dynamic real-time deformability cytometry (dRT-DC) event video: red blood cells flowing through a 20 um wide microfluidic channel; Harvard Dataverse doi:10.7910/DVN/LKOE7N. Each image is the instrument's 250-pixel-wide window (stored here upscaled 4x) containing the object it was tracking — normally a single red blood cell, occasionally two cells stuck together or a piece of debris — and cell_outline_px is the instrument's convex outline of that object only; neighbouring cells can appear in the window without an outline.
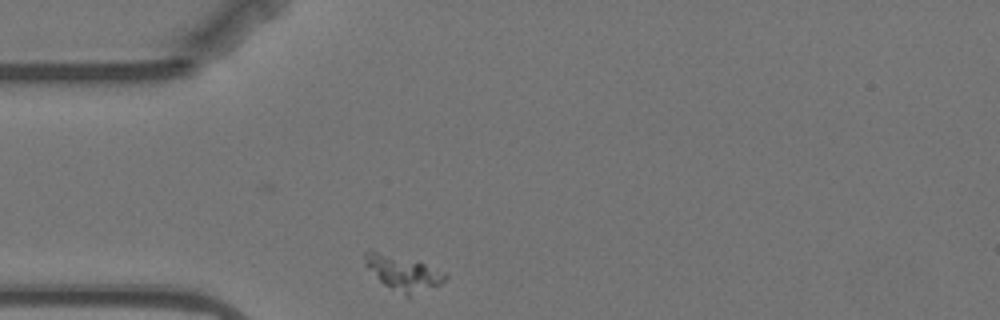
{"species": "Egyptian fruit bat (a non-hibernating species)", "species_latin": "Rousettus aegyptiacus", "temperature_condition": "warm", "stored_images_in_passage": 34, "camera_frame_rate_fps": 3000, "um_per_image_px": 0.085, "animal": {"sex": "female"}, "frame": {"image": 1, "passage_image": 1, "time_ms": 0.0, "image_size_px": [1000, 320], "cell_outline_px": [[448, 276], [440, 284], [408, 300], [384, 284], [364, 264], [364, 252], [368, 248], [372, 248], [416, 260], [448, 272]], "centroid_in_image_um": [34.28, 23.2], "position_along_channel_um": 50.7, "area_um2": 17.28}}
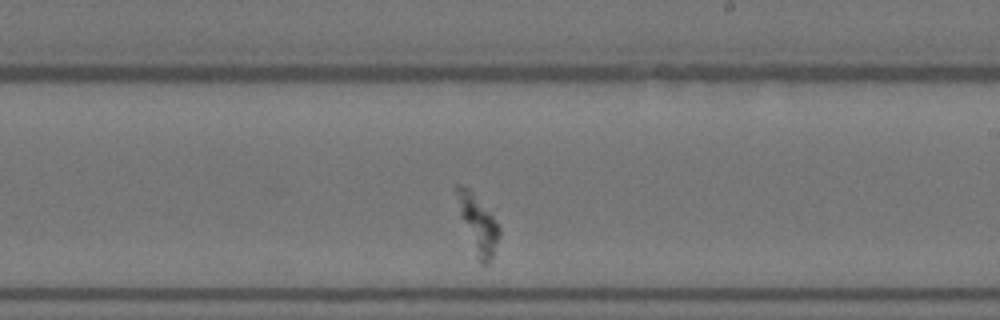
{"frame": {"image": 2, "passage_image": 20, "time_ms": 6.333, "image_size_px": [1000, 320], "cell_outline_px": [[500, 236], [492, 256], [488, 264], [480, 264], [476, 256], [460, 216], [456, 192], [456, 184], [460, 184], [468, 188], [472, 192], [492, 216], [500, 228]], "centroid_in_image_um": [40.62, 19.08], "position_along_channel_um": 248.4, "area_um2": 13.81}}
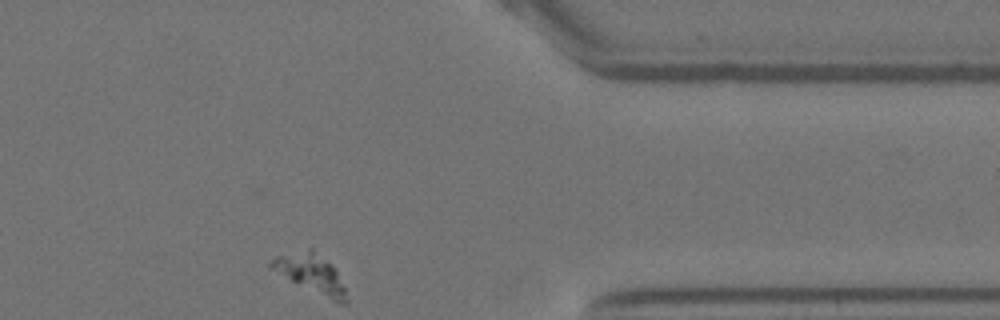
{"frame": {"image": 3, "passage_image": 34, "time_ms": 11.0, "image_size_px": [1000, 320], "cell_outline_px": [[348, 300], [344, 304], [336, 304], [268, 268], [268, 264], [276, 256], [308, 248], [312, 248], [332, 264], [344, 288]], "centroid_in_image_um": [26.43, 23.26], "position_along_channel_um": 385.0, "area_um2": 16.94}}